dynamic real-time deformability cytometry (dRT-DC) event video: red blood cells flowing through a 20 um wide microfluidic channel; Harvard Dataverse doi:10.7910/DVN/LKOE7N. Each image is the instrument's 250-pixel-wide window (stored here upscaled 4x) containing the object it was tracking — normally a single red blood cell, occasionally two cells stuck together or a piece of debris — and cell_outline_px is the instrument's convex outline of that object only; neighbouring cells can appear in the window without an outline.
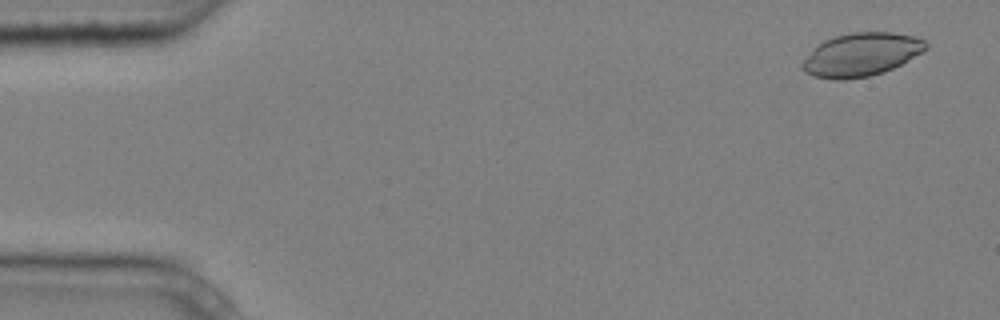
{"species": "common noctule bat (a hibernating species)", "species_latin": "Nyctalus noctula", "temperature_condition": "cold", "stored_images_in_passage": 4, "camera_frame_rate_fps": 3000, "um_per_image_px": 0.085, "animal": {"sex": "male", "body_mass_g": 20.4}, "frame": {"image": 1, "passage_image": 1, "time_ms": 0.0, "image_size_px": [1000, 320], "cell_outline_px": [[928, 48], [900, 64], [884, 72], [868, 76], [844, 80], [836, 80], [816, 76], [804, 72], [800, 64], [812, 48], [816, 44], [824, 40], [836, 36], [852, 32], [892, 32], [916, 36], [924, 40], [928, 44]], "centroid_in_image_um": [73.17, 4.63], "position_along_channel_um": 11.8, "area_um2": 31.15}}